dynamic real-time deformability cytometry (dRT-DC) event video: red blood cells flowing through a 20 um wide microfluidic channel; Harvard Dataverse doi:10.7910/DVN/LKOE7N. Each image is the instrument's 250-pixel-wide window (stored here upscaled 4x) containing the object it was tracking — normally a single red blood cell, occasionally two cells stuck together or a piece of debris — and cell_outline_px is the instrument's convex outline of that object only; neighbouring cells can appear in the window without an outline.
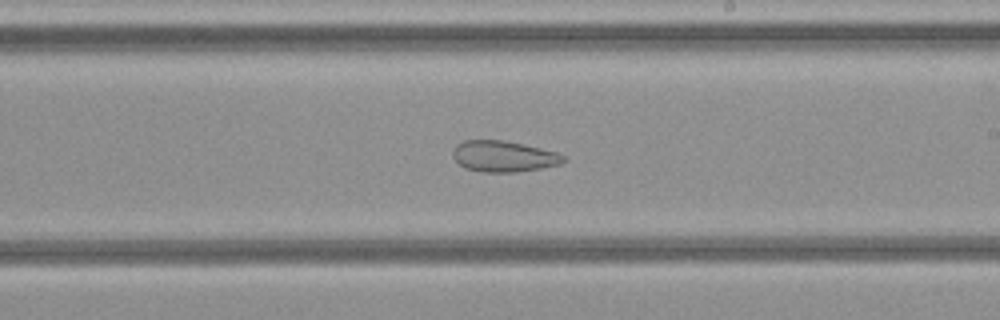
{"species": "common noctule bat (a hibernating species)", "species_latin": "Nyctalus noctula", "temperature_condition": "cold", "stored_images_in_passage": 35, "camera_frame_rate_fps": 3000, "um_per_image_px": 0.085, "animal": {"sex": "female", "body_mass_g": 21.9}, "frame": {"image": 1, "passage_image": 20, "time_ms": 6.333, "image_size_px": [1000, 320], "cell_outline_px": [[568, 160], [560, 164], [540, 168], [516, 172], [484, 172], [464, 168], [452, 156], [452, 152], [456, 144], [464, 140], [504, 140], [524, 144], [556, 152], [564, 156]], "centroid_in_image_um": [42.8, 13.28], "position_along_channel_um": 246.2, "area_um2": 20.06}}